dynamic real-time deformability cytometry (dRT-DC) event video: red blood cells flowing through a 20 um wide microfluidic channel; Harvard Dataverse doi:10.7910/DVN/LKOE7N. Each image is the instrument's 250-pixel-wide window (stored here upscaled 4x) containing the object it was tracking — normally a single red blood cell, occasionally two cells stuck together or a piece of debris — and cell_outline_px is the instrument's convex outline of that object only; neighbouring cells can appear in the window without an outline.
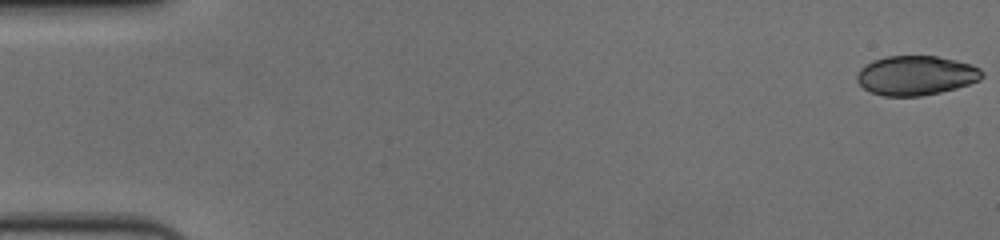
{"species": "human", "species_latin": "Homo sapiens", "temperature_condition": "cold", "stored_images_in_passage": 52, "segment_of_instrument_passage": [1, 2], "camera_frame_rate_fps": 3000, "um_per_image_px": 0.085, "donor": {"sex": "female"}, "frame": {"image": 1, "passage_image": 1, "time_ms": 0.0, "image_size_px": [1000, 240], "cell_outline_px": [[984, 76], [980, 80], [956, 88], [940, 92], [920, 96], [884, 96], [872, 92], [864, 88], [856, 80], [856, 76], [860, 68], [872, 60], [888, 56], [936, 56], [956, 60], [972, 64], [980, 68], [984, 72]], "centroid_in_image_um": [77.87, 6.41], "position_along_channel_um": 7.1, "area_um2": 28.84}}
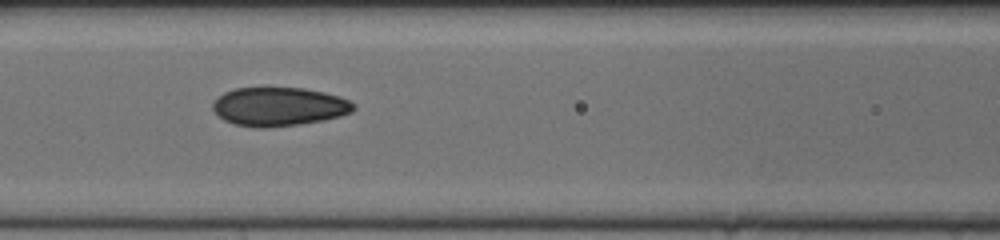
{"frame": {"image": 2, "passage_image": 26, "time_ms": 8.333, "image_size_px": [1000, 240], "cell_outline_px": [[356, 108], [352, 112], [340, 116], [324, 120], [300, 124], [264, 128], [256, 128], [236, 124], [224, 120], [212, 108], [212, 104], [224, 92], [236, 88], [304, 88], [324, 92], [340, 96], [356, 104]], "centroid_in_image_um": [23.75, 9.06], "position_along_channel_um": 142.8, "area_um2": 31.73}}
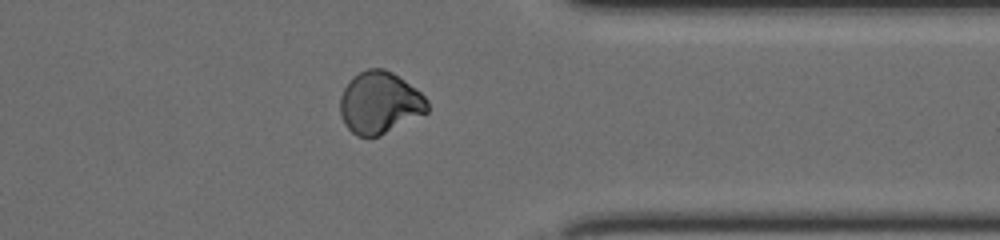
{"frame": {"image": 3, "passage_image": 46, "time_ms": 15.0, "image_size_px": [1000, 240], "cell_outline_px": [[428, 112], [380, 136], [356, 136], [344, 124], [340, 116], [340, 96], [348, 80], [352, 76], [368, 68], [384, 68], [392, 72], [416, 88], [428, 100]], "centroid_in_image_um": [32.25, 8.73], "position_along_channel_um": 379.1, "area_um2": 31.73}}